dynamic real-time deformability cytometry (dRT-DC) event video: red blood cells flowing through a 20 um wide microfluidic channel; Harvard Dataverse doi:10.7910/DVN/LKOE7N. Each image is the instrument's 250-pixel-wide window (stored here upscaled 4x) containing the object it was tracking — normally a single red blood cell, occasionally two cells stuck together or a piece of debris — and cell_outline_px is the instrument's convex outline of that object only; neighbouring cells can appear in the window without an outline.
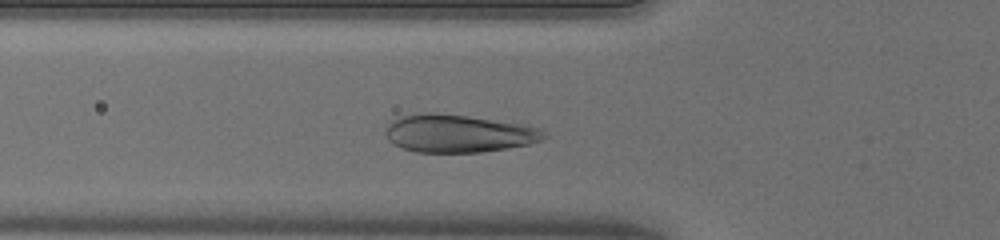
{"species": "human", "species_latin": "Homo sapiens", "temperature_condition": "warm", "stored_images_in_passage": 33, "camera_frame_rate_fps": 3000, "um_per_image_px": 0.085, "donor": {"sex": "male"}, "frame": {"image": 1, "passage_image": 8, "time_ms": 2.333, "image_size_px": [1000, 240], "cell_outline_px": [[548, 136], [540, 140], [528, 144], [508, 148], [480, 152], [416, 152], [400, 148], [392, 144], [388, 140], [388, 124], [404, 116], [468, 116], [524, 124], [540, 128]], "centroid_in_image_um": [39.06, 11.4], "position_along_channel_um": 86.7, "area_um2": 33.64}}
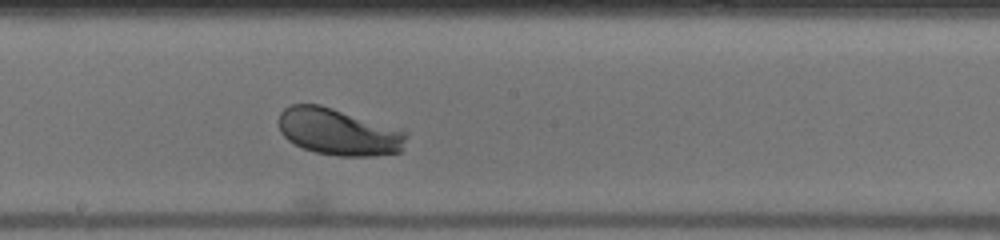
{"frame": {"image": 2, "passage_image": 18, "time_ms": 5.667, "image_size_px": [1000, 240], "cell_outline_px": [[408, 136], [400, 152], [372, 156], [336, 156], [316, 152], [304, 148], [288, 140], [280, 132], [280, 112], [284, 108], [292, 104], [320, 104], [404, 128], [408, 132]], "centroid_in_image_um": [28.85, 11.19], "position_along_channel_um": 219.3, "area_um2": 35.32}}
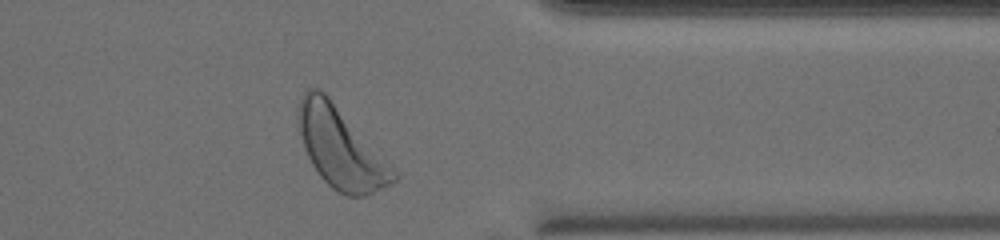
{"frame": {"image": 3, "passage_image": 31, "time_ms": 10.0, "image_size_px": [1000, 240], "cell_outline_px": [[400, 176], [396, 180], [364, 196], [344, 196], [332, 188], [320, 176], [312, 164], [304, 148], [296, 120], [296, 112], [300, 96], [308, 88], [320, 88], [328, 96]], "centroid_in_image_um": [28.89, 12.55], "position_along_channel_um": 382.5, "area_um2": 43.93}, "authors_computed_cell_mechanics": {"area_um2": 35.2002, "velocity_mm_per_s": 3.9754, "shape_relaxation_time_tau1_ms": 1.4849, "shape_relaxation_time_tau2_ms": 2.3389, "deformation_change_tau1": 0.1482, "deformation_change_tau2": 0.0817}}